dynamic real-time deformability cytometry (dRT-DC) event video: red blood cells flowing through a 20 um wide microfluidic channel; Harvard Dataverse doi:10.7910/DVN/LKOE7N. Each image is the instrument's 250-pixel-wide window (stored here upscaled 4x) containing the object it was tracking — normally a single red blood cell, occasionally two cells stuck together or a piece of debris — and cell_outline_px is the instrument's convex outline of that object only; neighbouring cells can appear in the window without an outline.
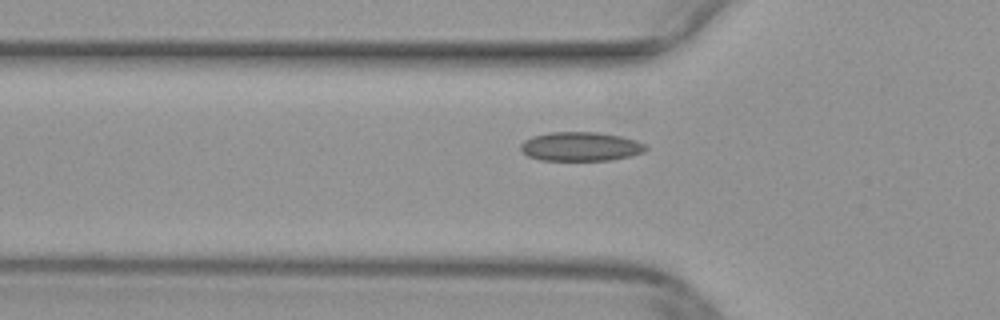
{"species": "common noctule bat (a hibernating species)", "species_latin": "Nyctalus noctula", "temperature_condition": "warm", "stored_images_in_passage": 37, "camera_frame_rate_fps": 3000, "um_per_image_px": 0.085, "animal": {"sex": "female", "body_mass_g": 29.2, "forearm_length_mm": 56.3}, "frame": {"image": 1, "passage_image": 3, "time_ms": 0.667, "image_size_px": [1000, 320], "cell_outline_px": [[648, 148], [644, 152], [612, 160], [540, 160], [528, 156], [520, 148], [520, 144], [524, 140], [532, 136], [548, 132], [596, 132], [620, 136], [636, 140], [648, 144]], "centroid_in_image_um": [49.36, 12.45], "position_along_channel_um": 76.4, "area_um2": 21.27}}
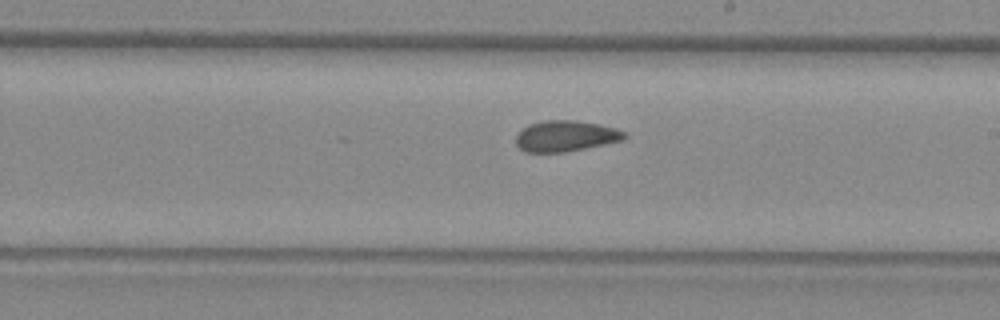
{"frame": {"image": 2, "passage_image": 15, "time_ms": 4.667, "image_size_px": [1000, 320], "cell_outline_px": [[628, 136], [624, 140], [564, 152], [524, 152], [516, 144], [516, 136], [528, 124], [544, 120], [576, 120], [600, 124], [616, 128], [624, 132]], "centroid_in_image_um": [48.09, 11.55], "position_along_channel_um": 240.9, "area_um2": 19.54}}
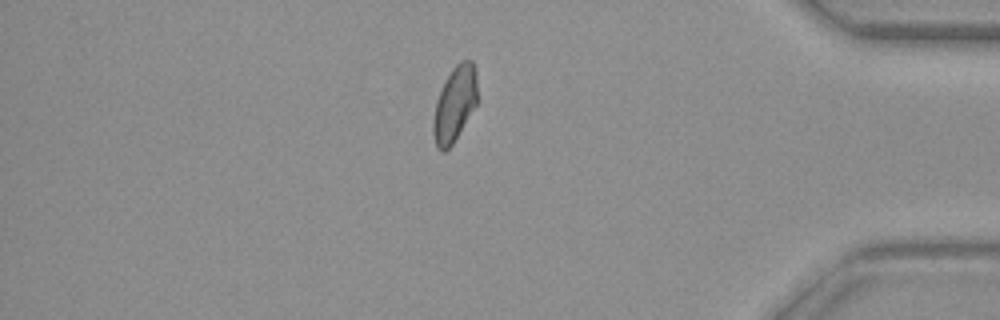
{"frame": {"image": 3, "passage_image": 29, "time_ms": 9.333, "image_size_px": [1000, 320], "cell_outline_px": [[476, 104], [452, 144], [444, 152], [440, 152], [436, 148], [432, 132], [432, 120], [436, 100], [444, 80], [452, 68], [460, 60], [472, 60], [476, 68]], "centroid_in_image_um": [38.61, 8.83], "position_along_channel_um": 396.6, "area_um2": 19.42}}